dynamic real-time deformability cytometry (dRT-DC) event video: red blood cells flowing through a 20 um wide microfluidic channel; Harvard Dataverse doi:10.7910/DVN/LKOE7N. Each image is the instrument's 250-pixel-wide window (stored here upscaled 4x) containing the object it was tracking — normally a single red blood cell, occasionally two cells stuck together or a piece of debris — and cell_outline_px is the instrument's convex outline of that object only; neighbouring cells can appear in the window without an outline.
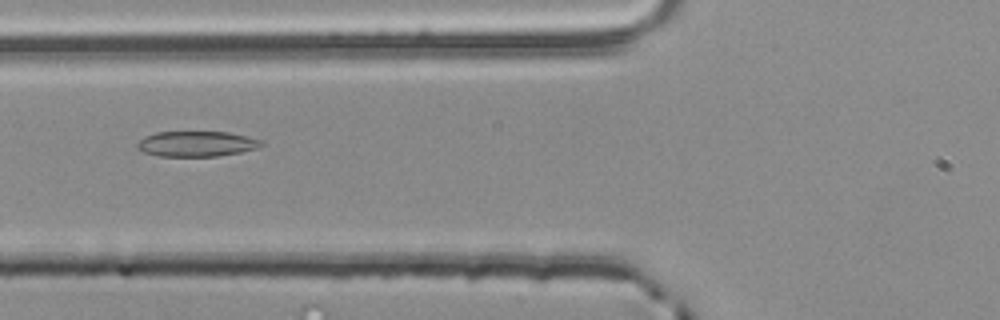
{"species": "common noctule bat (a hibernating species)", "species_latin": "Nyctalus noctula", "temperature_condition": "room temperature", "stored_images_in_passage": 2, "camera_frame_rate_fps": 3000, "um_per_image_px": 0.085, "animal": {"sex": "male", "body_mass_g": 20.4}, "frame": {"image": 1, "passage_image": 2, "time_ms": 0.333, "image_size_px": [1000, 320], "cell_outline_px": [[264, 144], [256, 148], [240, 152], [216, 156], [160, 156], [144, 152], [136, 148], [136, 144], [144, 136], [156, 132], [228, 132], [260, 140]], "centroid_in_image_um": [16.65, 12.22], "position_along_channel_um": 109.1, "area_um2": 18.15}}